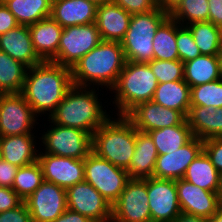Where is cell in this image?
I'll use <instances>...</instances> for the list:
<instances>
[{
  "mask_svg": "<svg viewBox=\"0 0 222 222\" xmlns=\"http://www.w3.org/2000/svg\"><path fill=\"white\" fill-rule=\"evenodd\" d=\"M72 86L71 68L42 61L27 69L21 94L36 115L52 114Z\"/></svg>",
  "mask_w": 222,
  "mask_h": 222,
  "instance_id": "obj_1",
  "label": "cell"
},
{
  "mask_svg": "<svg viewBox=\"0 0 222 222\" xmlns=\"http://www.w3.org/2000/svg\"><path fill=\"white\" fill-rule=\"evenodd\" d=\"M125 64L121 42L102 40L71 68L73 85L88 87L95 83L94 85L109 86L111 90Z\"/></svg>",
  "mask_w": 222,
  "mask_h": 222,
  "instance_id": "obj_2",
  "label": "cell"
},
{
  "mask_svg": "<svg viewBox=\"0 0 222 222\" xmlns=\"http://www.w3.org/2000/svg\"><path fill=\"white\" fill-rule=\"evenodd\" d=\"M95 94L93 89L73 85L55 111L48 115L51 123L84 130L92 135L111 118L104 112Z\"/></svg>",
  "mask_w": 222,
  "mask_h": 222,
  "instance_id": "obj_3",
  "label": "cell"
},
{
  "mask_svg": "<svg viewBox=\"0 0 222 222\" xmlns=\"http://www.w3.org/2000/svg\"><path fill=\"white\" fill-rule=\"evenodd\" d=\"M118 116L116 121L109 118L92 134V152L128 170L135 151V127L125 115Z\"/></svg>",
  "mask_w": 222,
  "mask_h": 222,
  "instance_id": "obj_4",
  "label": "cell"
},
{
  "mask_svg": "<svg viewBox=\"0 0 222 222\" xmlns=\"http://www.w3.org/2000/svg\"><path fill=\"white\" fill-rule=\"evenodd\" d=\"M157 85L158 80L148 63L126 61L112 88L119 115H126L139 103L151 101Z\"/></svg>",
  "mask_w": 222,
  "mask_h": 222,
  "instance_id": "obj_5",
  "label": "cell"
},
{
  "mask_svg": "<svg viewBox=\"0 0 222 222\" xmlns=\"http://www.w3.org/2000/svg\"><path fill=\"white\" fill-rule=\"evenodd\" d=\"M169 13L156 7L147 13L131 16L129 28L121 45L126 61L148 63L153 60V38Z\"/></svg>",
  "mask_w": 222,
  "mask_h": 222,
  "instance_id": "obj_6",
  "label": "cell"
},
{
  "mask_svg": "<svg viewBox=\"0 0 222 222\" xmlns=\"http://www.w3.org/2000/svg\"><path fill=\"white\" fill-rule=\"evenodd\" d=\"M129 180L126 169L114 166L92 151L84 159V181L91 184L111 205Z\"/></svg>",
  "mask_w": 222,
  "mask_h": 222,
  "instance_id": "obj_7",
  "label": "cell"
},
{
  "mask_svg": "<svg viewBox=\"0 0 222 222\" xmlns=\"http://www.w3.org/2000/svg\"><path fill=\"white\" fill-rule=\"evenodd\" d=\"M101 41L95 22L65 27L61 33L57 56L52 62L72 68Z\"/></svg>",
  "mask_w": 222,
  "mask_h": 222,
  "instance_id": "obj_8",
  "label": "cell"
},
{
  "mask_svg": "<svg viewBox=\"0 0 222 222\" xmlns=\"http://www.w3.org/2000/svg\"><path fill=\"white\" fill-rule=\"evenodd\" d=\"M147 179H130L111 205V222H151Z\"/></svg>",
  "mask_w": 222,
  "mask_h": 222,
  "instance_id": "obj_9",
  "label": "cell"
},
{
  "mask_svg": "<svg viewBox=\"0 0 222 222\" xmlns=\"http://www.w3.org/2000/svg\"><path fill=\"white\" fill-rule=\"evenodd\" d=\"M42 136L45 153L85 159L92 151V135L84 130L54 124Z\"/></svg>",
  "mask_w": 222,
  "mask_h": 222,
  "instance_id": "obj_10",
  "label": "cell"
},
{
  "mask_svg": "<svg viewBox=\"0 0 222 222\" xmlns=\"http://www.w3.org/2000/svg\"><path fill=\"white\" fill-rule=\"evenodd\" d=\"M34 116L37 115L21 93L0 94V137L31 134Z\"/></svg>",
  "mask_w": 222,
  "mask_h": 222,
  "instance_id": "obj_11",
  "label": "cell"
},
{
  "mask_svg": "<svg viewBox=\"0 0 222 222\" xmlns=\"http://www.w3.org/2000/svg\"><path fill=\"white\" fill-rule=\"evenodd\" d=\"M24 202L31 222H52L67 209L66 189L44 180Z\"/></svg>",
  "mask_w": 222,
  "mask_h": 222,
  "instance_id": "obj_12",
  "label": "cell"
},
{
  "mask_svg": "<svg viewBox=\"0 0 222 222\" xmlns=\"http://www.w3.org/2000/svg\"><path fill=\"white\" fill-rule=\"evenodd\" d=\"M67 208L93 222H111V204L88 182L66 189Z\"/></svg>",
  "mask_w": 222,
  "mask_h": 222,
  "instance_id": "obj_13",
  "label": "cell"
},
{
  "mask_svg": "<svg viewBox=\"0 0 222 222\" xmlns=\"http://www.w3.org/2000/svg\"><path fill=\"white\" fill-rule=\"evenodd\" d=\"M151 222H172L182 212L176 180L147 178Z\"/></svg>",
  "mask_w": 222,
  "mask_h": 222,
  "instance_id": "obj_14",
  "label": "cell"
},
{
  "mask_svg": "<svg viewBox=\"0 0 222 222\" xmlns=\"http://www.w3.org/2000/svg\"><path fill=\"white\" fill-rule=\"evenodd\" d=\"M125 116L138 131L144 133L183 124L186 121L180 111L165 108L152 100L137 104Z\"/></svg>",
  "mask_w": 222,
  "mask_h": 222,
  "instance_id": "obj_15",
  "label": "cell"
},
{
  "mask_svg": "<svg viewBox=\"0 0 222 222\" xmlns=\"http://www.w3.org/2000/svg\"><path fill=\"white\" fill-rule=\"evenodd\" d=\"M45 181L64 189L84 181V159L41 153L37 160Z\"/></svg>",
  "mask_w": 222,
  "mask_h": 222,
  "instance_id": "obj_16",
  "label": "cell"
},
{
  "mask_svg": "<svg viewBox=\"0 0 222 222\" xmlns=\"http://www.w3.org/2000/svg\"><path fill=\"white\" fill-rule=\"evenodd\" d=\"M203 150V140L193 137L179 149L158 155L152 177L179 180L185 175L187 167Z\"/></svg>",
  "mask_w": 222,
  "mask_h": 222,
  "instance_id": "obj_17",
  "label": "cell"
},
{
  "mask_svg": "<svg viewBox=\"0 0 222 222\" xmlns=\"http://www.w3.org/2000/svg\"><path fill=\"white\" fill-rule=\"evenodd\" d=\"M178 200L182 213L209 219L219 208V195L201 189L184 179L176 180Z\"/></svg>",
  "mask_w": 222,
  "mask_h": 222,
  "instance_id": "obj_18",
  "label": "cell"
},
{
  "mask_svg": "<svg viewBox=\"0 0 222 222\" xmlns=\"http://www.w3.org/2000/svg\"><path fill=\"white\" fill-rule=\"evenodd\" d=\"M131 14L114 2L97 6L95 24L101 40L121 42L129 28Z\"/></svg>",
  "mask_w": 222,
  "mask_h": 222,
  "instance_id": "obj_19",
  "label": "cell"
},
{
  "mask_svg": "<svg viewBox=\"0 0 222 222\" xmlns=\"http://www.w3.org/2000/svg\"><path fill=\"white\" fill-rule=\"evenodd\" d=\"M97 6L87 0H52L51 17L63 28L96 21Z\"/></svg>",
  "mask_w": 222,
  "mask_h": 222,
  "instance_id": "obj_20",
  "label": "cell"
},
{
  "mask_svg": "<svg viewBox=\"0 0 222 222\" xmlns=\"http://www.w3.org/2000/svg\"><path fill=\"white\" fill-rule=\"evenodd\" d=\"M0 50L28 68L42 62L36 54L28 26L18 25L0 35Z\"/></svg>",
  "mask_w": 222,
  "mask_h": 222,
  "instance_id": "obj_21",
  "label": "cell"
},
{
  "mask_svg": "<svg viewBox=\"0 0 222 222\" xmlns=\"http://www.w3.org/2000/svg\"><path fill=\"white\" fill-rule=\"evenodd\" d=\"M28 28L38 57L42 61H52L57 56L63 27L50 16Z\"/></svg>",
  "mask_w": 222,
  "mask_h": 222,
  "instance_id": "obj_22",
  "label": "cell"
},
{
  "mask_svg": "<svg viewBox=\"0 0 222 222\" xmlns=\"http://www.w3.org/2000/svg\"><path fill=\"white\" fill-rule=\"evenodd\" d=\"M186 121L194 137L201 140L222 137V107L190 106Z\"/></svg>",
  "mask_w": 222,
  "mask_h": 222,
  "instance_id": "obj_23",
  "label": "cell"
},
{
  "mask_svg": "<svg viewBox=\"0 0 222 222\" xmlns=\"http://www.w3.org/2000/svg\"><path fill=\"white\" fill-rule=\"evenodd\" d=\"M157 157V149L150 135L135 128V151L127 170L129 178L147 179L152 177Z\"/></svg>",
  "mask_w": 222,
  "mask_h": 222,
  "instance_id": "obj_24",
  "label": "cell"
},
{
  "mask_svg": "<svg viewBox=\"0 0 222 222\" xmlns=\"http://www.w3.org/2000/svg\"><path fill=\"white\" fill-rule=\"evenodd\" d=\"M34 135L21 134L0 137V150L4 161L17 167L27 166L38 160Z\"/></svg>",
  "mask_w": 222,
  "mask_h": 222,
  "instance_id": "obj_25",
  "label": "cell"
},
{
  "mask_svg": "<svg viewBox=\"0 0 222 222\" xmlns=\"http://www.w3.org/2000/svg\"><path fill=\"white\" fill-rule=\"evenodd\" d=\"M184 64V81L191 87L221 79L219 55H200Z\"/></svg>",
  "mask_w": 222,
  "mask_h": 222,
  "instance_id": "obj_26",
  "label": "cell"
},
{
  "mask_svg": "<svg viewBox=\"0 0 222 222\" xmlns=\"http://www.w3.org/2000/svg\"><path fill=\"white\" fill-rule=\"evenodd\" d=\"M182 179L201 189L219 193L221 174L216 170L204 150L189 164Z\"/></svg>",
  "mask_w": 222,
  "mask_h": 222,
  "instance_id": "obj_27",
  "label": "cell"
},
{
  "mask_svg": "<svg viewBox=\"0 0 222 222\" xmlns=\"http://www.w3.org/2000/svg\"><path fill=\"white\" fill-rule=\"evenodd\" d=\"M152 101L180 111L186 117L190 108V86L184 80L158 83Z\"/></svg>",
  "mask_w": 222,
  "mask_h": 222,
  "instance_id": "obj_28",
  "label": "cell"
},
{
  "mask_svg": "<svg viewBox=\"0 0 222 222\" xmlns=\"http://www.w3.org/2000/svg\"><path fill=\"white\" fill-rule=\"evenodd\" d=\"M4 4L22 26L33 25L51 15L52 0H8Z\"/></svg>",
  "mask_w": 222,
  "mask_h": 222,
  "instance_id": "obj_29",
  "label": "cell"
},
{
  "mask_svg": "<svg viewBox=\"0 0 222 222\" xmlns=\"http://www.w3.org/2000/svg\"><path fill=\"white\" fill-rule=\"evenodd\" d=\"M158 155L173 152L188 143L194 136L187 121L183 124L149 131Z\"/></svg>",
  "mask_w": 222,
  "mask_h": 222,
  "instance_id": "obj_30",
  "label": "cell"
},
{
  "mask_svg": "<svg viewBox=\"0 0 222 222\" xmlns=\"http://www.w3.org/2000/svg\"><path fill=\"white\" fill-rule=\"evenodd\" d=\"M28 67L0 50V94L21 93Z\"/></svg>",
  "mask_w": 222,
  "mask_h": 222,
  "instance_id": "obj_31",
  "label": "cell"
},
{
  "mask_svg": "<svg viewBox=\"0 0 222 222\" xmlns=\"http://www.w3.org/2000/svg\"><path fill=\"white\" fill-rule=\"evenodd\" d=\"M152 42L153 59H179L176 44V21L170 15L160 24Z\"/></svg>",
  "mask_w": 222,
  "mask_h": 222,
  "instance_id": "obj_32",
  "label": "cell"
},
{
  "mask_svg": "<svg viewBox=\"0 0 222 222\" xmlns=\"http://www.w3.org/2000/svg\"><path fill=\"white\" fill-rule=\"evenodd\" d=\"M190 25V26H189ZM186 26L201 55H220L218 27L211 22H194Z\"/></svg>",
  "mask_w": 222,
  "mask_h": 222,
  "instance_id": "obj_33",
  "label": "cell"
},
{
  "mask_svg": "<svg viewBox=\"0 0 222 222\" xmlns=\"http://www.w3.org/2000/svg\"><path fill=\"white\" fill-rule=\"evenodd\" d=\"M44 181L41 165L38 161L27 166L19 167L12 189L24 201Z\"/></svg>",
  "mask_w": 222,
  "mask_h": 222,
  "instance_id": "obj_34",
  "label": "cell"
},
{
  "mask_svg": "<svg viewBox=\"0 0 222 222\" xmlns=\"http://www.w3.org/2000/svg\"><path fill=\"white\" fill-rule=\"evenodd\" d=\"M169 15L181 26H188L194 22H207L209 16L208 0H182ZM181 21L183 24L185 21L186 25H183Z\"/></svg>",
  "mask_w": 222,
  "mask_h": 222,
  "instance_id": "obj_35",
  "label": "cell"
},
{
  "mask_svg": "<svg viewBox=\"0 0 222 222\" xmlns=\"http://www.w3.org/2000/svg\"><path fill=\"white\" fill-rule=\"evenodd\" d=\"M190 106L222 107V78L190 88Z\"/></svg>",
  "mask_w": 222,
  "mask_h": 222,
  "instance_id": "obj_36",
  "label": "cell"
},
{
  "mask_svg": "<svg viewBox=\"0 0 222 222\" xmlns=\"http://www.w3.org/2000/svg\"><path fill=\"white\" fill-rule=\"evenodd\" d=\"M158 83L184 80V64L178 60H156L148 62Z\"/></svg>",
  "mask_w": 222,
  "mask_h": 222,
  "instance_id": "obj_37",
  "label": "cell"
},
{
  "mask_svg": "<svg viewBox=\"0 0 222 222\" xmlns=\"http://www.w3.org/2000/svg\"><path fill=\"white\" fill-rule=\"evenodd\" d=\"M176 21V44L179 60L183 63L193 60L201 55L200 49L194 42L190 30L186 26H180Z\"/></svg>",
  "mask_w": 222,
  "mask_h": 222,
  "instance_id": "obj_38",
  "label": "cell"
},
{
  "mask_svg": "<svg viewBox=\"0 0 222 222\" xmlns=\"http://www.w3.org/2000/svg\"><path fill=\"white\" fill-rule=\"evenodd\" d=\"M203 150L216 170L222 174V137L203 140Z\"/></svg>",
  "mask_w": 222,
  "mask_h": 222,
  "instance_id": "obj_39",
  "label": "cell"
},
{
  "mask_svg": "<svg viewBox=\"0 0 222 222\" xmlns=\"http://www.w3.org/2000/svg\"><path fill=\"white\" fill-rule=\"evenodd\" d=\"M131 15L147 13L157 7L156 0H111Z\"/></svg>",
  "mask_w": 222,
  "mask_h": 222,
  "instance_id": "obj_40",
  "label": "cell"
},
{
  "mask_svg": "<svg viewBox=\"0 0 222 222\" xmlns=\"http://www.w3.org/2000/svg\"><path fill=\"white\" fill-rule=\"evenodd\" d=\"M0 222H31V215L26 203L23 201L16 208L1 212Z\"/></svg>",
  "mask_w": 222,
  "mask_h": 222,
  "instance_id": "obj_41",
  "label": "cell"
},
{
  "mask_svg": "<svg viewBox=\"0 0 222 222\" xmlns=\"http://www.w3.org/2000/svg\"><path fill=\"white\" fill-rule=\"evenodd\" d=\"M23 200L9 187L0 186V213L19 206Z\"/></svg>",
  "mask_w": 222,
  "mask_h": 222,
  "instance_id": "obj_42",
  "label": "cell"
},
{
  "mask_svg": "<svg viewBox=\"0 0 222 222\" xmlns=\"http://www.w3.org/2000/svg\"><path fill=\"white\" fill-rule=\"evenodd\" d=\"M19 167L2 160L0 163V186L12 188Z\"/></svg>",
  "mask_w": 222,
  "mask_h": 222,
  "instance_id": "obj_43",
  "label": "cell"
},
{
  "mask_svg": "<svg viewBox=\"0 0 222 222\" xmlns=\"http://www.w3.org/2000/svg\"><path fill=\"white\" fill-rule=\"evenodd\" d=\"M18 25L19 23L17 22L16 18L8 10L5 4H0V35L5 34Z\"/></svg>",
  "mask_w": 222,
  "mask_h": 222,
  "instance_id": "obj_44",
  "label": "cell"
},
{
  "mask_svg": "<svg viewBox=\"0 0 222 222\" xmlns=\"http://www.w3.org/2000/svg\"><path fill=\"white\" fill-rule=\"evenodd\" d=\"M208 5V22H211L217 27L222 25V0H208Z\"/></svg>",
  "mask_w": 222,
  "mask_h": 222,
  "instance_id": "obj_45",
  "label": "cell"
},
{
  "mask_svg": "<svg viewBox=\"0 0 222 222\" xmlns=\"http://www.w3.org/2000/svg\"><path fill=\"white\" fill-rule=\"evenodd\" d=\"M52 222H93L90 218L66 209L58 218Z\"/></svg>",
  "mask_w": 222,
  "mask_h": 222,
  "instance_id": "obj_46",
  "label": "cell"
},
{
  "mask_svg": "<svg viewBox=\"0 0 222 222\" xmlns=\"http://www.w3.org/2000/svg\"><path fill=\"white\" fill-rule=\"evenodd\" d=\"M182 0H156L157 6L169 14L176 8Z\"/></svg>",
  "mask_w": 222,
  "mask_h": 222,
  "instance_id": "obj_47",
  "label": "cell"
},
{
  "mask_svg": "<svg viewBox=\"0 0 222 222\" xmlns=\"http://www.w3.org/2000/svg\"><path fill=\"white\" fill-rule=\"evenodd\" d=\"M172 222H207V219L199 216L181 213Z\"/></svg>",
  "mask_w": 222,
  "mask_h": 222,
  "instance_id": "obj_48",
  "label": "cell"
},
{
  "mask_svg": "<svg viewBox=\"0 0 222 222\" xmlns=\"http://www.w3.org/2000/svg\"><path fill=\"white\" fill-rule=\"evenodd\" d=\"M207 222H222V205H220L217 211L207 219Z\"/></svg>",
  "mask_w": 222,
  "mask_h": 222,
  "instance_id": "obj_49",
  "label": "cell"
},
{
  "mask_svg": "<svg viewBox=\"0 0 222 222\" xmlns=\"http://www.w3.org/2000/svg\"><path fill=\"white\" fill-rule=\"evenodd\" d=\"M87 1L93 2L96 6L111 2V0H87Z\"/></svg>",
  "mask_w": 222,
  "mask_h": 222,
  "instance_id": "obj_50",
  "label": "cell"
},
{
  "mask_svg": "<svg viewBox=\"0 0 222 222\" xmlns=\"http://www.w3.org/2000/svg\"><path fill=\"white\" fill-rule=\"evenodd\" d=\"M219 31V47L222 53V25L218 26Z\"/></svg>",
  "mask_w": 222,
  "mask_h": 222,
  "instance_id": "obj_51",
  "label": "cell"
},
{
  "mask_svg": "<svg viewBox=\"0 0 222 222\" xmlns=\"http://www.w3.org/2000/svg\"><path fill=\"white\" fill-rule=\"evenodd\" d=\"M219 202H220V205H222V174H221V180H220V190H219Z\"/></svg>",
  "mask_w": 222,
  "mask_h": 222,
  "instance_id": "obj_52",
  "label": "cell"
},
{
  "mask_svg": "<svg viewBox=\"0 0 222 222\" xmlns=\"http://www.w3.org/2000/svg\"><path fill=\"white\" fill-rule=\"evenodd\" d=\"M219 56H220V61H221V76H222V53Z\"/></svg>",
  "mask_w": 222,
  "mask_h": 222,
  "instance_id": "obj_53",
  "label": "cell"
},
{
  "mask_svg": "<svg viewBox=\"0 0 222 222\" xmlns=\"http://www.w3.org/2000/svg\"><path fill=\"white\" fill-rule=\"evenodd\" d=\"M8 0H0V4H4L5 2H7Z\"/></svg>",
  "mask_w": 222,
  "mask_h": 222,
  "instance_id": "obj_54",
  "label": "cell"
},
{
  "mask_svg": "<svg viewBox=\"0 0 222 222\" xmlns=\"http://www.w3.org/2000/svg\"><path fill=\"white\" fill-rule=\"evenodd\" d=\"M3 158H2V155H1V150H0V163L2 162Z\"/></svg>",
  "mask_w": 222,
  "mask_h": 222,
  "instance_id": "obj_55",
  "label": "cell"
}]
</instances>
